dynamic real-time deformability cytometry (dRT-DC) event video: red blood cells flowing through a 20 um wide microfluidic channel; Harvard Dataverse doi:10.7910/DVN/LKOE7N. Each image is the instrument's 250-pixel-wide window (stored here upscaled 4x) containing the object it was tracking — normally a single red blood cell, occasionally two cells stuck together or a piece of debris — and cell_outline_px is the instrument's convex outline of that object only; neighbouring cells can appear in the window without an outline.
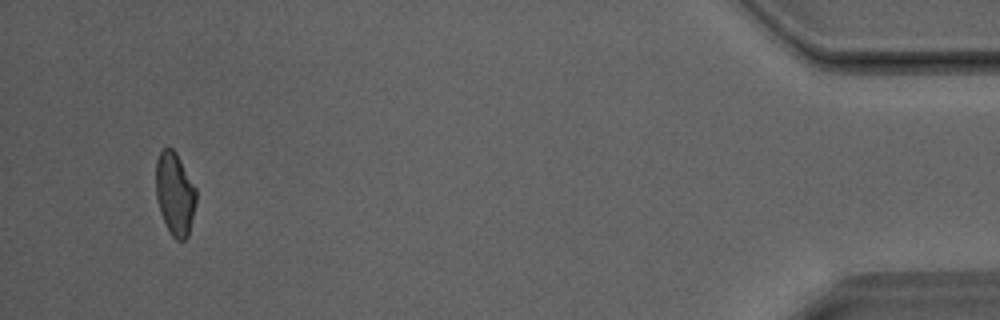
{"species": "Egyptian fruit bat (a non-hibernating species)", "species_latin": "Rousettus aegyptiacus", "temperature_condition": "room temperature", "stored_images_in_passage": 32, "camera_frame_rate_fps": 3000, "um_per_image_px": 0.085, "animal": {"sex": "male"}, "frame": {"image": 1, "passage_image": 32, "time_ms": 10.333, "image_size_px": [1000, 320], "cell_outline_px": [[196, 204], [188, 236], [184, 240], [176, 240], [172, 236], [160, 212], [156, 196], [156, 160], [160, 148], [172, 148], [176, 152], [196, 188]], "centroid_in_image_um": [14.86, 16.44], "position_along_channel_um": 420.3, "area_um2": 19.48}}